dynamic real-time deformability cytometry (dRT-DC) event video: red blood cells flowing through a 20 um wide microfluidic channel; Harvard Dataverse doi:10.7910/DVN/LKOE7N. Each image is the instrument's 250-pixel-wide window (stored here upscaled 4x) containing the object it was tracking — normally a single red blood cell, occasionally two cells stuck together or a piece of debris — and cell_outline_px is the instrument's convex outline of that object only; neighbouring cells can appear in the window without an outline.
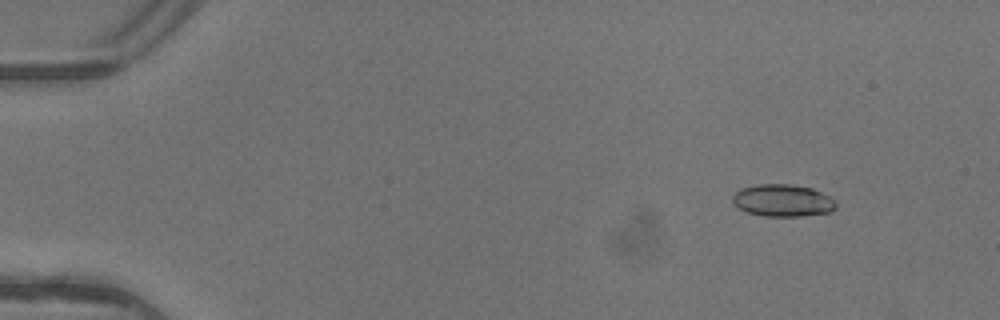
{"species": "common noctule bat (a hibernating species)", "species_latin": "Nyctalus noctula", "temperature_condition": "warm", "stored_images_in_passage": 4, "camera_frame_rate_fps": 3000, "um_per_image_px": 0.085, "animal": {"sex": "female"}, "frame": {"image": 1, "passage_image": 2, "time_ms": 0.333, "image_size_px": [1000, 320], "cell_outline_px": [[836, 208], [832, 212], [800, 216], [764, 216], [748, 212], [732, 204], [732, 196], [740, 188], [756, 184], [788, 184], [812, 188], [836, 200]], "centroid_in_image_um": [66.53, 17.04], "position_along_channel_um": 18.5, "area_um2": 19.48}}
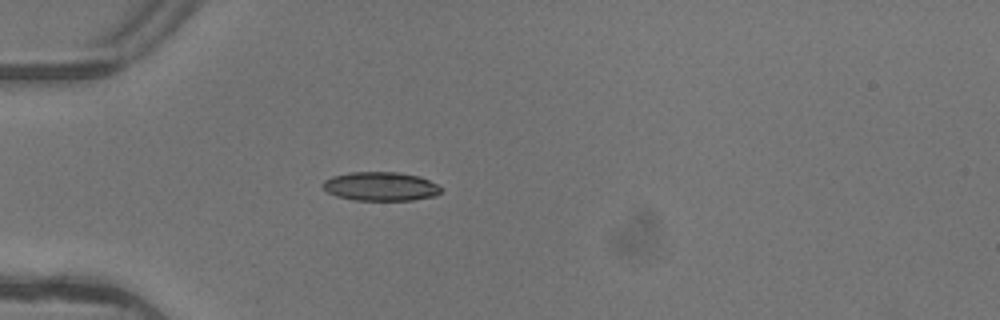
{"frame": {"image": 2, "passage_image": 4, "time_ms": 1.0, "image_size_px": [1000, 320], "cell_outline_px": [[440, 192], [436, 196], [412, 200], [352, 200], [336, 196], [328, 192], [320, 184], [324, 180], [332, 176], [348, 172], [400, 172], [420, 176], [436, 184], [440, 188]], "centroid_in_image_um": [32.32, 15.84], "position_along_channel_um": 52.7, "area_um2": 20.0}}